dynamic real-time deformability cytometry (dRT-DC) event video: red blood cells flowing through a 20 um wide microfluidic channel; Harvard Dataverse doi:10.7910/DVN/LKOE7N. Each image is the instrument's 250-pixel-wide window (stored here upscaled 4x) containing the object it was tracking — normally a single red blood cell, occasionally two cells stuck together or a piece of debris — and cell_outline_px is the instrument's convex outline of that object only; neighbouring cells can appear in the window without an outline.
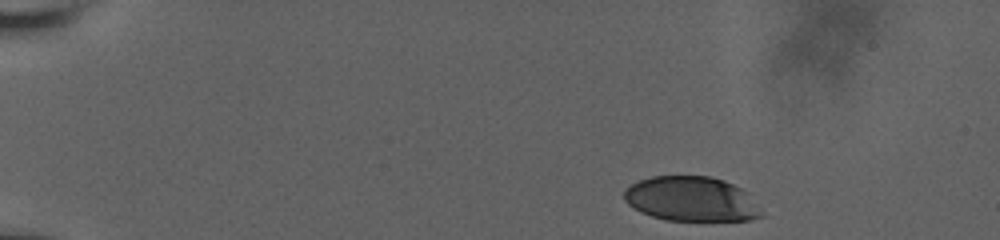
{"species": "human", "species_latin": "Homo sapiens", "temperature_condition": "room temperature", "stored_images_in_passage": 33, "camera_frame_rate_fps": 3000, "um_per_image_px": 0.085, "donor": {"sex": "male"}, "frame": {"image": 1, "passage_image": 1, "time_ms": 0.0, "image_size_px": [1000, 240], "cell_outline_px": [[764, 216], [752, 220], [664, 220], [640, 212], [628, 204], [624, 200], [624, 192], [632, 184], [640, 180], [652, 176], [712, 176], [724, 180], [740, 188], [744, 192]], "centroid_in_image_um": [58.71, 16.92], "position_along_channel_um": 26.3, "area_um2": 35.32}}
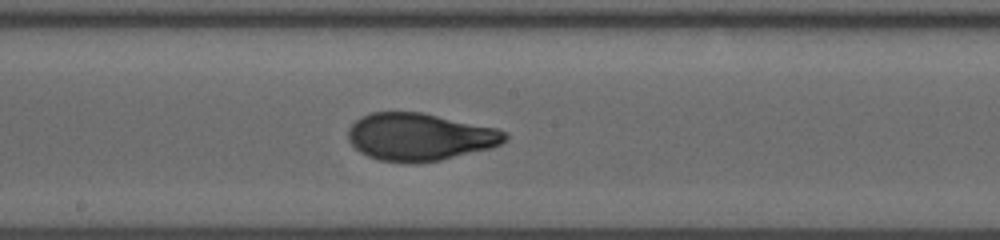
{"frame": {"image": 2, "passage_image": 19, "time_ms": 8.0, "image_size_px": [1000, 240], "cell_outline_px": [[508, 136], [500, 144], [488, 148], [440, 160], [408, 164], [380, 160], [368, 156], [360, 152], [348, 140], [348, 128], [356, 120], [372, 112], [420, 112], [496, 128], [508, 132]], "centroid_in_image_um": [35.64, 11.64], "position_along_channel_um": 212.6, "area_um2": 43.06}}
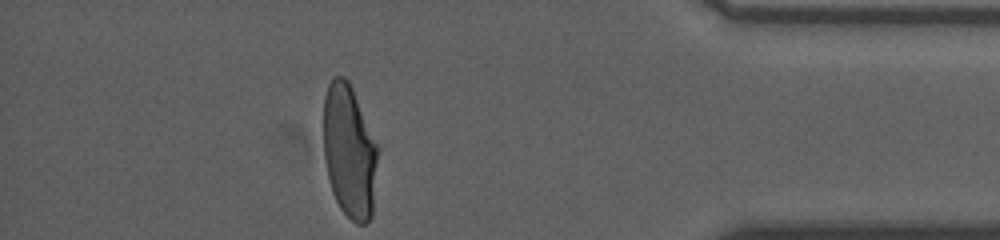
{"frame": {"image": 3, "passage_image": 33, "time_ms": 14.0, "image_size_px": [1000, 240], "cell_outline_px": [[380, 148], [372, 216], [364, 224], [356, 224], [340, 208], [332, 192], [328, 180], [324, 156], [324, 96], [328, 84], [332, 76], [344, 76], [348, 80], [352, 88]], "centroid_in_image_um": [29.72, 12.87], "position_along_channel_um": 405.5, "area_um2": 42.89}, "authors_computed_cell_mechanics": {"area_um2": 42.772, "velocity_mm_per_s": 3.7736, "shape_relaxation_time_tau1_ms": 5.6025, "shape_relaxation_time_tau2_ms": 0.7954, "deformation_change_tau1": 0.2233, "deformation_change_tau2": 0.0587}}